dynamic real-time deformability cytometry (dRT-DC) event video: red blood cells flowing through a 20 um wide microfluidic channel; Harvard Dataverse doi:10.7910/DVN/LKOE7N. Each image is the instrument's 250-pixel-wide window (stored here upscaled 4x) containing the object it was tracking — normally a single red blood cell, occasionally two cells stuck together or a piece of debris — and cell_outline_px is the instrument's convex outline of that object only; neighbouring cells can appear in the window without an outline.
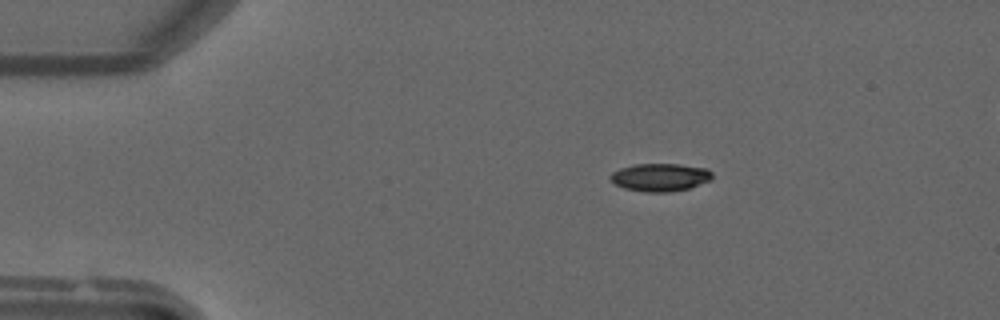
{"species": "common noctule bat (a hibernating species)", "species_latin": "Nyctalus noctula", "temperature_condition": "warm", "stored_images_in_passage": 42, "camera_frame_rate_fps": 3000, "um_per_image_px": 0.085, "animal": {"sex": "male", "forearm_length_mm": 52.5}, "frame": {"image": 1, "passage_image": 1, "time_ms": 0.0, "image_size_px": [1000, 320], "cell_outline_px": [[712, 180], [688, 188], [668, 192], [644, 192], [624, 188], [608, 180], [608, 176], [612, 172], [620, 168], [632, 164], [680, 164], [708, 168], [712, 172]], "centroid_in_image_um": [56.09, 15.06], "position_along_channel_um": 28.9, "area_um2": 16.76}}
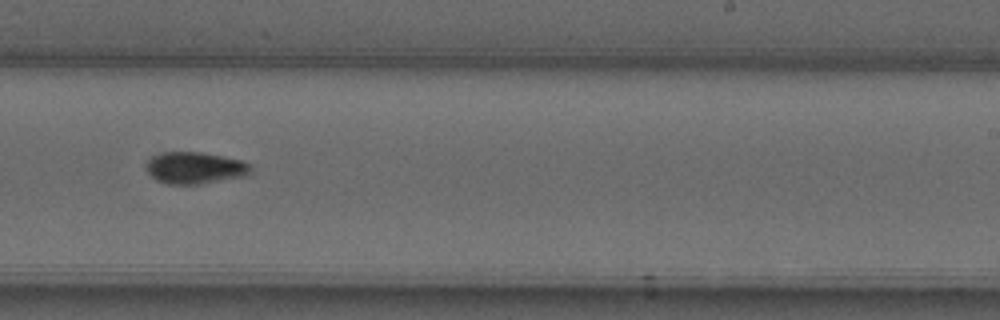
{"frame": {"image": 2, "passage_image": 23, "time_ms": 7.333, "image_size_px": [1000, 320], "cell_outline_px": [[252, 172], [248, 176], [200, 184], [168, 184], [156, 180], [148, 172], [144, 164], [152, 156], [160, 152], [200, 152], [244, 160], [252, 164]], "centroid_in_image_um": [16.61, 14.27], "position_along_channel_um": 272.4, "area_um2": 19.77}}
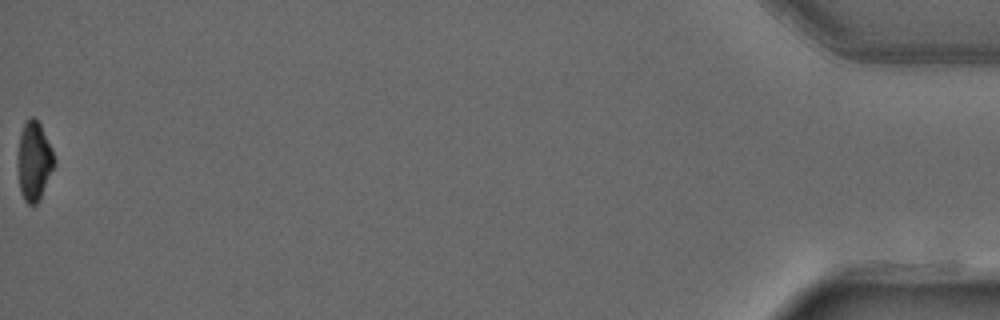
{"frame": {"image": 3, "passage_image": 42, "time_ms": 13.667, "image_size_px": [1000, 320], "cell_outline_px": [[56, 164], [40, 200], [36, 204], [28, 204], [24, 200], [20, 188], [16, 164], [16, 152], [20, 132], [24, 124], [32, 116], [40, 124], [52, 148], [56, 160]], "centroid_in_image_um": [2.89, 13.71], "position_along_channel_um": 432.3, "area_um2": 17.28}}